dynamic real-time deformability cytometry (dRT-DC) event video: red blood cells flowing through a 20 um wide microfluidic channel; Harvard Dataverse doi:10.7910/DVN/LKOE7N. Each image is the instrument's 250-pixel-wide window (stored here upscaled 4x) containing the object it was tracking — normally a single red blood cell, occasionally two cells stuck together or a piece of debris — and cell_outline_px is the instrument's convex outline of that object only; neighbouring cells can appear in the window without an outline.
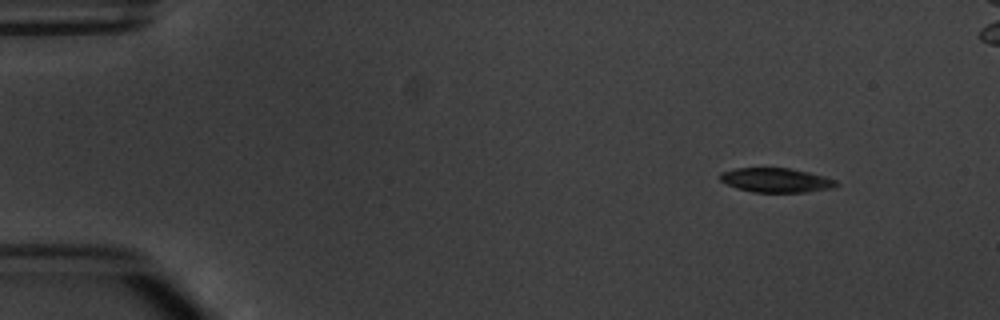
{"species": "common noctule bat (a hibernating species)", "species_latin": "Nyctalus noctula", "temperature_condition": "warm", "stored_images_in_passage": 3, "camera_frame_rate_fps": 3000, "um_per_image_px": 0.085, "animal": {"sex": "male", "body_mass_g": 20.1, "forearm_length_mm": 53.5}, "frame": {"image": 1, "passage_image": 1, "time_ms": 0.0, "image_size_px": [1000, 320], "cell_outline_px": [[840, 184], [832, 188], [804, 192], [752, 192], [736, 188], [720, 180], [720, 172], [736, 168], [788, 168], [808, 172], [824, 176], [836, 180]], "centroid_in_image_um": [65.96, 15.31], "position_along_channel_um": 19.0, "area_um2": 16.42}}